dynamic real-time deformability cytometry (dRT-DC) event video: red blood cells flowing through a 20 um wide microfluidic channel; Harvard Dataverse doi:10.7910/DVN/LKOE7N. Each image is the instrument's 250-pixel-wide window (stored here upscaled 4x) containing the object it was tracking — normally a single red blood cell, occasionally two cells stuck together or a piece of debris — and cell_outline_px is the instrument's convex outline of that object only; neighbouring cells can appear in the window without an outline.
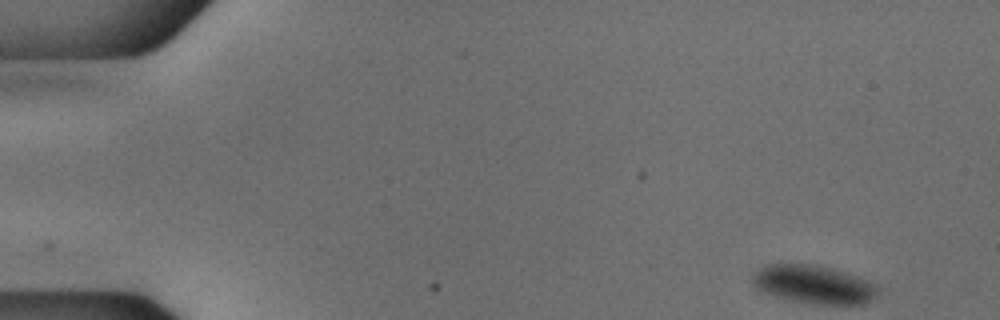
{"species": "common noctule bat (a hibernating species)", "species_latin": "Nyctalus noctula", "temperature_condition": "cold", "stored_images_in_passage": 51, "camera_frame_rate_fps": 3000, "um_per_image_px": 0.085, "animal": {"sex": "male", "body_mass_g": 18.8}, "frame": {"image": 1, "passage_image": 1, "time_ms": 0.0, "image_size_px": [1000, 320], "cell_outline_px": [[880, 292], [864, 304], [808, 304], [776, 296], [764, 292], [756, 288], [752, 284], [752, 276], [764, 264], [812, 264], [832, 268], [868, 280], [876, 284], [880, 288]], "centroid_in_image_um": [69.17, 24.18], "position_along_channel_um": 15.8, "area_um2": 28.09}}
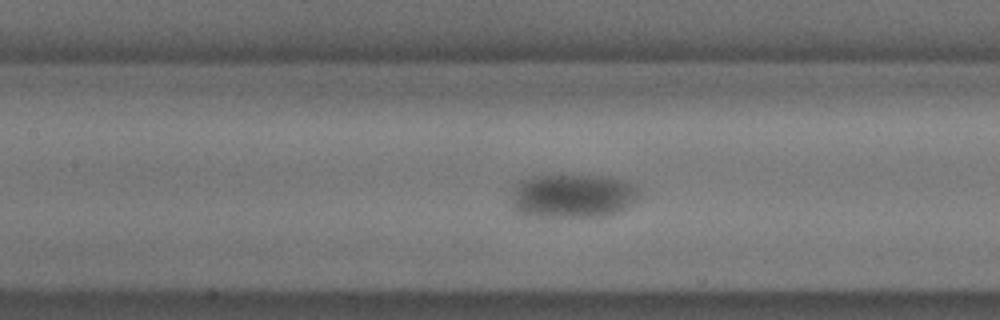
{"frame": {"image": 2, "passage_image": 22, "time_ms": 7.0, "image_size_px": [1000, 320], "cell_outline_px": [[640, 192], [636, 200], [628, 208], [608, 216], [524, 216], [516, 212], [512, 208], [512, 192], [516, 184], [520, 180], [532, 176], [600, 176], [620, 180], [632, 184]], "centroid_in_image_um": [48.64, 16.67], "position_along_channel_um": 158.8, "area_um2": 32.66}}
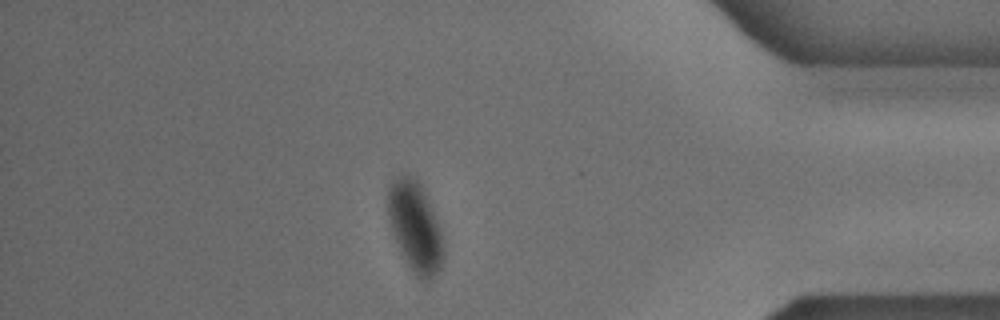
{"frame": {"image": 3, "passage_image": 44, "time_ms": 14.333, "image_size_px": [1000, 320], "cell_outline_px": [[444, 256], [440, 268], [432, 280], [420, 280], [412, 272], [396, 240], [388, 216], [388, 188], [392, 180], [404, 172], [416, 180], [420, 184], [424, 192], [436, 220], [440, 232], [444, 248]], "centroid_in_image_um": [35.29, 19.29], "position_along_channel_um": 399.9, "area_um2": 28.55}}